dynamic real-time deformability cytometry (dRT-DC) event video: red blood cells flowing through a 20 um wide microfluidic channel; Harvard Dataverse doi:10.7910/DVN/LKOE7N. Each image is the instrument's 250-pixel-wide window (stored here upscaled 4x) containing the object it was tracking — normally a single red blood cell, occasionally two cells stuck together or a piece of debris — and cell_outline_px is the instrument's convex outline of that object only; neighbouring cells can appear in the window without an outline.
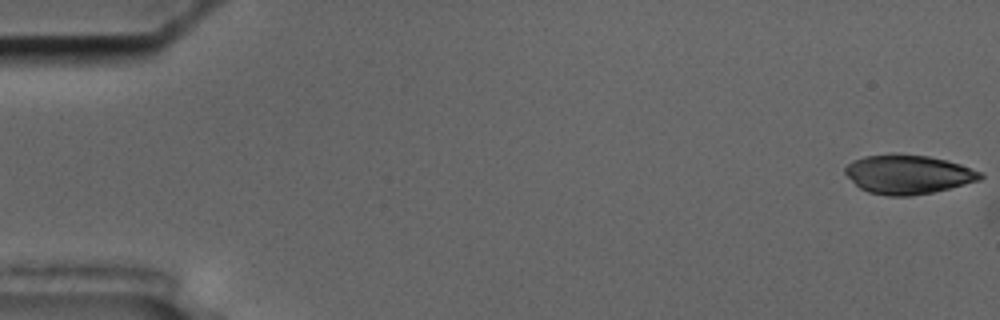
{"species": "common noctule bat (a hibernating species)", "species_latin": "Nyctalus noctula", "temperature_condition": "cold", "stored_images_in_passage": 3, "camera_frame_rate_fps": 3000, "um_per_image_px": 0.085, "animal": {"sex": "male", "body_mass_g": 17.5, "forearm_length_mm": 52.3}, "frame": {"image": 1, "passage_image": 1, "time_ms": 0.0, "image_size_px": [1000, 320], "cell_outline_px": [[984, 176], [980, 180], [932, 192], [912, 196], [888, 196], [868, 192], [860, 188], [844, 172], [844, 168], [852, 160], [864, 156], [892, 152], [896, 152], [928, 156], [948, 160], [960, 164], [980, 172]], "centroid_in_image_um": [77.15, 14.8], "position_along_channel_um": 7.8, "area_um2": 30.98}}